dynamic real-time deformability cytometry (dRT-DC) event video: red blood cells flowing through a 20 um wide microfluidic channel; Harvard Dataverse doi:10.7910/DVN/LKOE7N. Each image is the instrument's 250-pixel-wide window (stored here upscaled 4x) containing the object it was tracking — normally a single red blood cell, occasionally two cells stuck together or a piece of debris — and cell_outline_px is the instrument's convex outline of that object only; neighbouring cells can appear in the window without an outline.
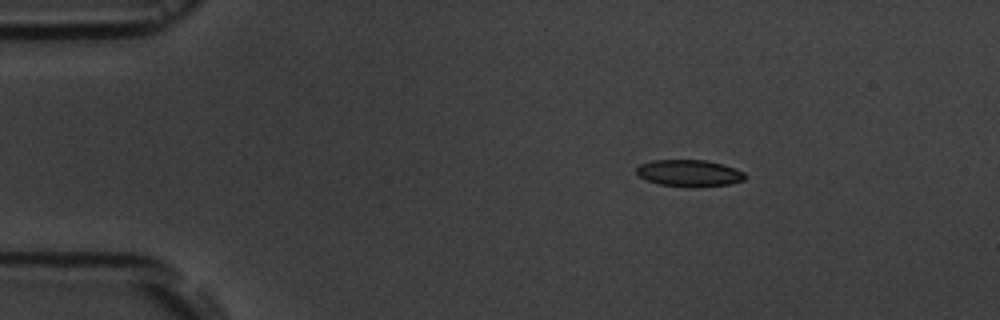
{"species": "common noctule bat (a hibernating species)", "species_latin": "Nyctalus noctula", "temperature_condition": "room temperature", "stored_images_in_passage": 2, "camera_frame_rate_fps": 3000, "um_per_image_px": 0.085, "animal": {"sex": "male", "body_mass_g": 19.5, "forearm_length_mm": 54.6}, "frame": {"image": 1, "passage_image": 1, "time_ms": 0.0, "image_size_px": [1000, 320], "cell_outline_px": [[744, 180], [728, 184], [660, 184], [648, 180], [640, 176], [636, 172], [636, 168], [640, 164], [652, 160], [704, 160], [736, 168], [744, 172]], "centroid_in_image_um": [58.55, 14.66], "position_along_channel_um": 26.4, "area_um2": 15.84}}